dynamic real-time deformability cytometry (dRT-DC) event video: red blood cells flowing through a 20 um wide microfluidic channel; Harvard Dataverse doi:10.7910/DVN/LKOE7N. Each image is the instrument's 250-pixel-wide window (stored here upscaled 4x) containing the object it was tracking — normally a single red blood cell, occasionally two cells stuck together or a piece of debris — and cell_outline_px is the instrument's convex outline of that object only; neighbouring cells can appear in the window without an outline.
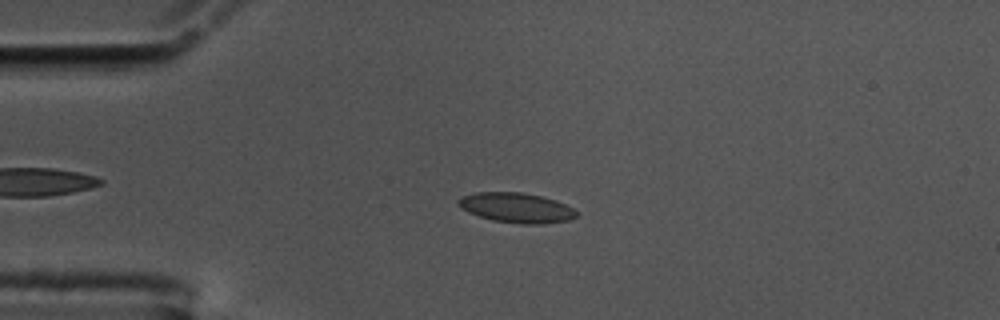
{"species": "common noctule bat (a hibernating species)", "species_latin": "Nyctalus noctula", "temperature_condition": "cold", "stored_images_in_passage": 51, "camera_frame_rate_fps": 3000, "um_per_image_px": 0.085, "animal": {"sex": "male", "body_mass_g": 17.5, "forearm_length_mm": 52.3}, "frame": {"image": 1, "passage_image": 8, "time_ms": 2.333, "image_size_px": [1000, 320], "cell_outline_px": [[576, 216], [568, 220], [544, 224], [524, 224], [492, 220], [468, 212], [460, 208], [456, 200], [460, 196], [476, 192], [524, 192], [556, 200], [572, 208], [576, 212]], "centroid_in_image_um": [43.85, 17.65], "position_along_channel_um": 41.2, "area_um2": 20.58}}
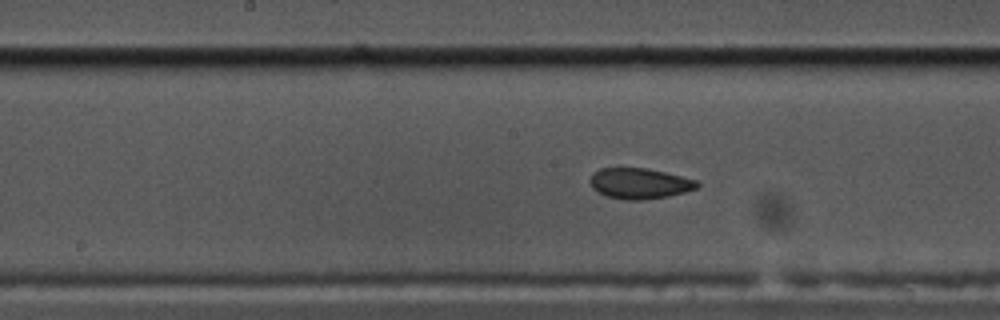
{"frame": {"image": 2, "passage_image": 23, "time_ms": 7.333, "image_size_px": [1000, 320], "cell_outline_px": [[700, 184], [696, 188], [684, 192], [668, 196], [644, 200], [624, 200], [608, 196], [596, 192], [592, 188], [588, 180], [592, 172], [600, 168], [648, 168], [700, 180]], "centroid_in_image_um": [54.34, 15.59], "position_along_channel_um": 193.9, "area_um2": 19.48}}
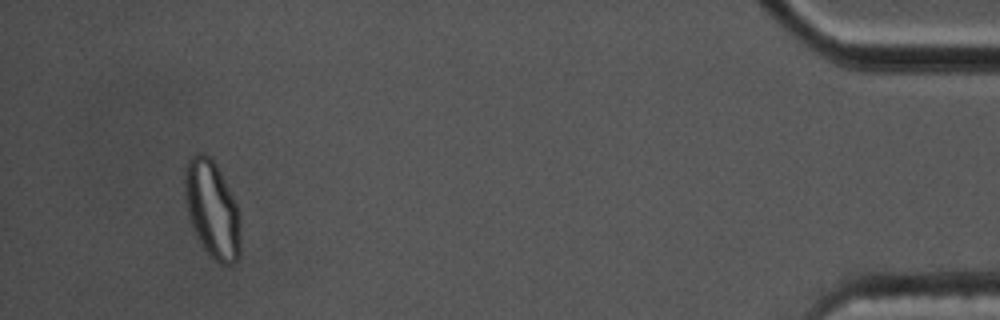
{"frame": {"image": 3, "passage_image": 48, "time_ms": 15.667, "image_size_px": [1000, 320], "cell_outline_px": [[240, 256], [232, 264], [220, 264], [204, 248], [192, 224], [188, 212], [184, 192], [184, 168], [188, 160], [196, 152], [204, 152], [212, 156], [240, 212]], "centroid_in_image_um": [18.04, 17.74], "position_along_channel_um": 417.2, "area_um2": 31.44}, "authors_computed_cell_mechanics": {"area_um2": 20.0566, "velocity_mm_per_s": 3.5363, "shape_relaxation_time_tau1_ms": null, "shape_relaxation_time_tau2_ms": 1.2282, "deformation_change_tau1": null, "deformation_change_tau2": 0.0477}}